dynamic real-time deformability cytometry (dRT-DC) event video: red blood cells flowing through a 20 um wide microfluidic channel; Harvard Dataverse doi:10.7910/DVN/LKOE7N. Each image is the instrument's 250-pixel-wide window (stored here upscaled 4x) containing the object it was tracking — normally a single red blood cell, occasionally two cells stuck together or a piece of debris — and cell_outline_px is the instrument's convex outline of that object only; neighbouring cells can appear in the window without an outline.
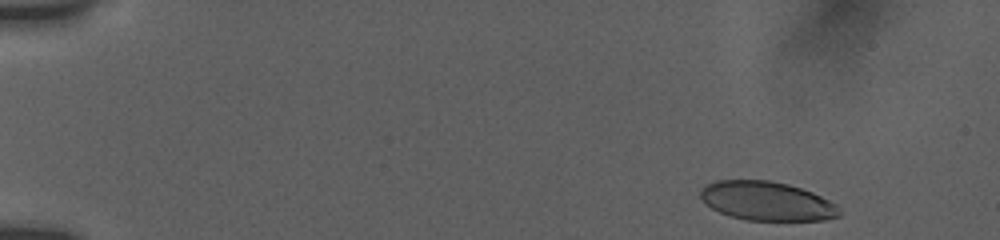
{"species": "human", "species_latin": "Homo sapiens", "temperature_condition": "room temperature", "stored_images_in_passage": 50, "camera_frame_rate_fps": 3000, "um_per_image_px": 0.085, "donor": {"sex": "female"}, "frame": {"image": 1, "passage_image": 2, "time_ms": 0.333, "image_size_px": [1000, 240], "cell_outline_px": [[840, 216], [824, 220], [748, 220], [728, 216], [704, 204], [700, 196], [700, 192], [708, 184], [716, 180], [768, 180], [788, 184], [812, 192], [836, 204], [840, 208]], "centroid_in_image_um": [65.18, 17.09], "position_along_channel_um": 19.8, "area_um2": 31.5}}
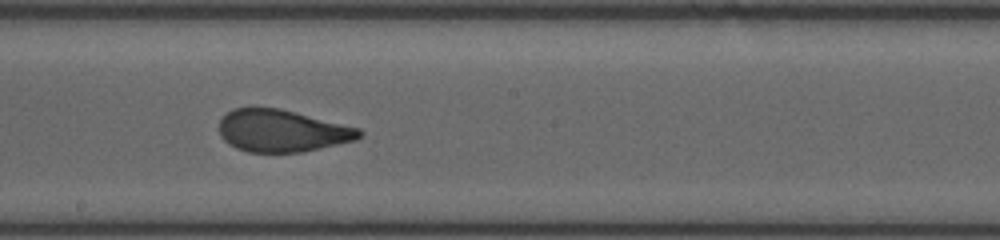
{"frame": {"image": 2, "passage_image": 28, "time_ms": 9.0, "image_size_px": [1000, 240], "cell_outline_px": [[364, 132], [356, 140], [300, 152], [248, 152], [236, 148], [228, 144], [220, 136], [220, 120], [232, 108], [280, 108], [360, 128]], "centroid_in_image_um": [23.97, 11.12], "position_along_channel_um": 224.2, "area_um2": 34.28}}
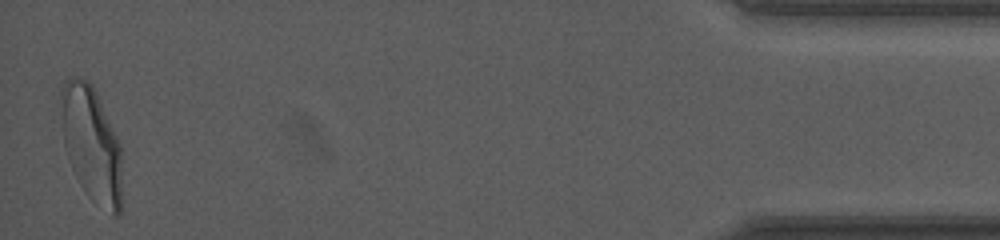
{"frame": {"image": 3, "passage_image": 50, "time_ms": 16.333, "image_size_px": [1000, 240], "cell_outline_px": [[120, 212], [116, 216], [112, 216], [64, 144], [60, 92], [60, 88], [64, 80], [68, 76], [76, 76], [88, 80], [92, 84], [96, 92], [120, 144]], "centroid_in_image_um": [7.79, 11.88], "position_along_channel_um": 427.4, "area_um2": 37.05}, "authors_computed_cell_mechanics": {"area_um2": 35.0846, "velocity_mm_per_s": 3.8382, "shape_relaxation_time_tau1_ms": 5.8379, "shape_relaxation_time_tau2_ms": null, "deformation_change_tau1": 0.1896, "deformation_change_tau2": null}}